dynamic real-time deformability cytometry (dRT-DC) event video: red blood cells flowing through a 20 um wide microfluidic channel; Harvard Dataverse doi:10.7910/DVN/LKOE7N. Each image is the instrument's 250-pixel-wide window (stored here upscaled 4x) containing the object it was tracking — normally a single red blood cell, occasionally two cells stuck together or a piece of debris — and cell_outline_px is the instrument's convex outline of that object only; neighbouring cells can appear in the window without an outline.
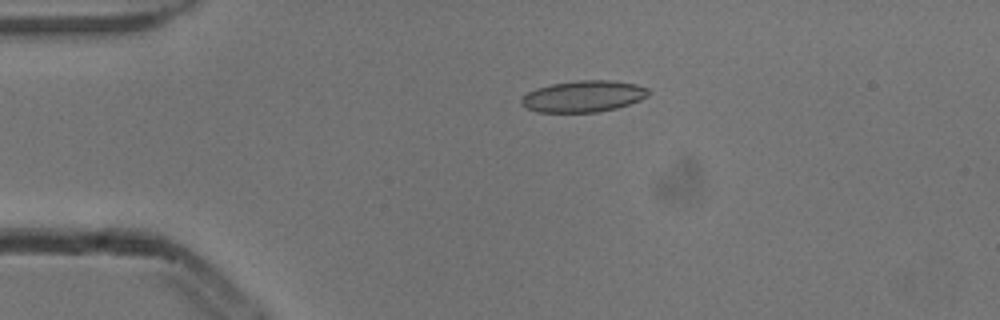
{"species": "common noctule bat (a hibernating species)", "species_latin": "Nyctalus noctula", "temperature_condition": "cold", "stored_images_in_passage": 5, "camera_frame_rate_fps": 3000, "um_per_image_px": 0.085, "animal": {"sex": "male", "body_mass_g": 13.3}, "frame": {"image": 1, "passage_image": 4, "time_ms": 1.0, "image_size_px": [1000, 320], "cell_outline_px": [[648, 96], [640, 100], [616, 108], [596, 112], [536, 112], [524, 108], [520, 104], [520, 100], [528, 92], [536, 88], [552, 84], [576, 80], [608, 80], [636, 84], [648, 88]], "centroid_in_image_um": [49.55, 8.19], "position_along_channel_um": 35.4, "area_um2": 23.29}}